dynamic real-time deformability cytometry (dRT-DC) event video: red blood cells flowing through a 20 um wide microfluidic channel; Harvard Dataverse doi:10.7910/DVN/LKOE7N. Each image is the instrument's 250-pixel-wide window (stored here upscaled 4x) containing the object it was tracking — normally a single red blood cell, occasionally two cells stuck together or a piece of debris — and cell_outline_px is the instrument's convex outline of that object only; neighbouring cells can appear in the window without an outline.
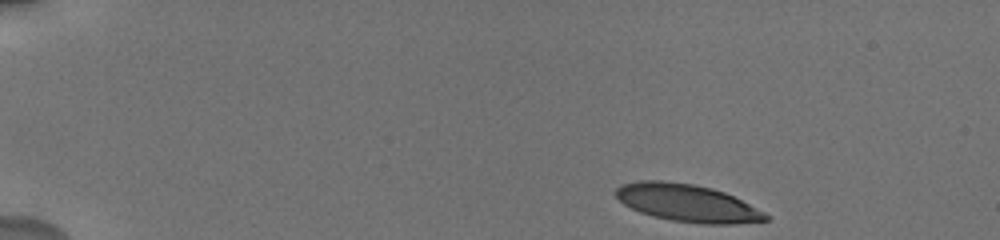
{"species": "human", "species_latin": "Homo sapiens", "temperature_condition": "cold", "stored_images_in_passage": 53, "camera_frame_rate_fps": 3000, "um_per_image_px": 0.085, "donor": {"sex": "male"}, "frame": {"image": 1, "passage_image": 1, "time_ms": 0.0, "image_size_px": [1000, 240], "cell_outline_px": [[768, 220], [732, 224], [704, 224], [672, 220], [652, 216], [640, 212], [624, 204], [612, 192], [620, 184], [640, 180], [664, 180], [692, 184], [712, 188], [724, 192], [764, 212], [768, 216]], "centroid_in_image_um": [58.36, 17.24], "position_along_channel_um": 26.6, "area_um2": 32.54}}
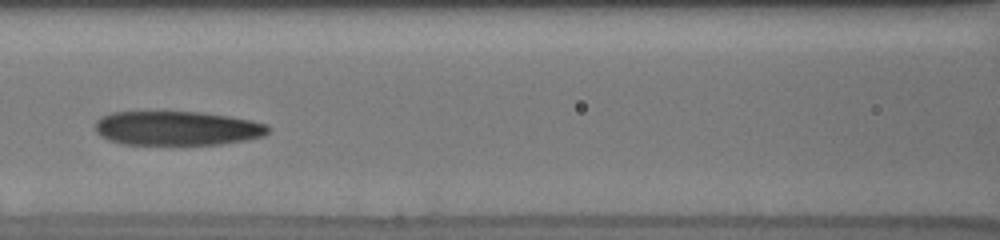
{"frame": {"image": 2, "passage_image": 21, "time_ms": 6.333, "image_size_px": [1000, 240], "cell_outline_px": [[272, 128], [264, 136], [248, 140], [220, 144], [120, 144], [108, 140], [100, 136], [96, 132], [96, 120], [100, 116], [112, 112], [200, 112], [228, 116], [252, 120], [268, 124]], "centroid_in_image_um": [15.07, 10.9], "position_along_channel_um": 151.5, "area_um2": 34.74}}
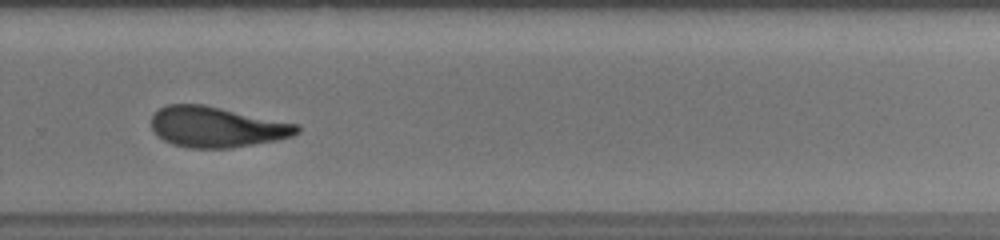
{"frame": {"image": 3, "passage_image": 36, "time_ms": 10.667, "image_size_px": [1000, 240], "cell_outline_px": [[300, 132], [292, 136], [276, 140], [228, 148], [188, 148], [172, 144], [164, 140], [152, 128], [152, 116], [160, 108], [168, 104], [204, 104], [300, 124]], "centroid_in_image_um": [18.45, 10.78], "position_along_channel_um": 311.4, "area_um2": 34.39}, "authors_computed_cell_mechanics": {"area_um2": 34.68, "velocity_mm_per_s": 3.7069, "shape_relaxation_time_tau1_ms": 4.8438, "shape_relaxation_time_tau2_ms": 2.3521, "deformation_change_tau1": 0.1714, "deformation_change_tau2": 0.109}}